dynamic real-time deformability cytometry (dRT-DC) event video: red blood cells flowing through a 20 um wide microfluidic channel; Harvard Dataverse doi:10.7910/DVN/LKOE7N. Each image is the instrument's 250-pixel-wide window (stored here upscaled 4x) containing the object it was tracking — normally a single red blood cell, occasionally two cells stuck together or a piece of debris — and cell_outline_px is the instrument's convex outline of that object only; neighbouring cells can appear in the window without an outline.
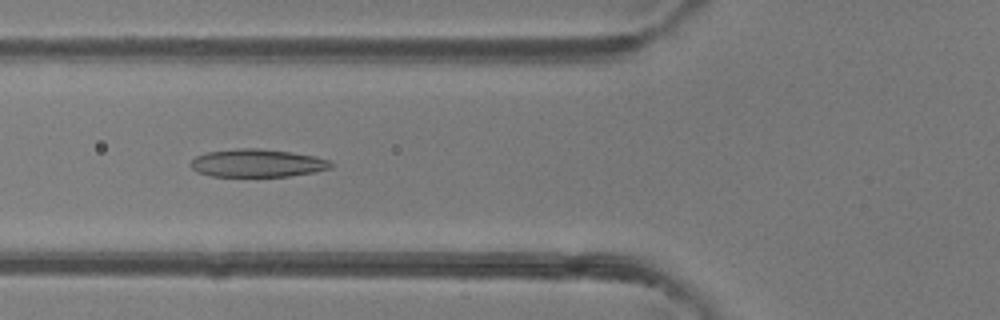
{"species": "common noctule bat (a hibernating species)", "species_latin": "Nyctalus noctula", "temperature_condition": "room temperature", "stored_images_in_passage": 37, "camera_frame_rate_fps": 3000, "um_per_image_px": 0.085, "animal": {"sex": "female"}, "frame": {"image": 1, "passage_image": 7, "time_ms": 2.0, "image_size_px": [1000, 320], "cell_outline_px": [[332, 168], [316, 172], [288, 176], [212, 176], [196, 172], [188, 164], [196, 156], [208, 152], [236, 148], [260, 148], [288, 152], [312, 156], [328, 160], [332, 164]], "centroid_in_image_um": [21.83, 13.87], "position_along_channel_um": 104.0, "area_um2": 22.72}}
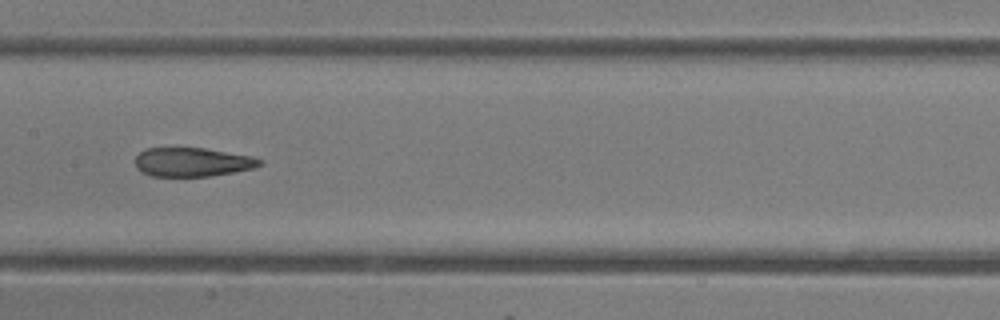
{"frame": {"image": 2, "passage_image": 13, "time_ms": 4.0, "image_size_px": [1000, 320], "cell_outline_px": [[264, 164], [256, 168], [212, 176], [152, 176], [140, 172], [136, 168], [136, 156], [140, 152], [148, 148], [204, 148], [252, 156], [264, 160]], "centroid_in_image_um": [16.4, 13.78], "position_along_channel_um": 191.0, "area_um2": 21.15}}
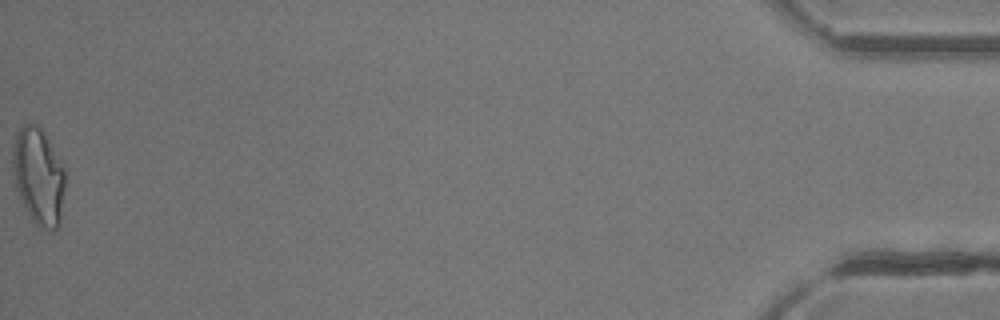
{"frame": {"image": 3, "passage_image": 37, "time_ms": 12.0, "image_size_px": [1000, 320], "cell_outline_px": [[64, 188], [60, 224], [56, 228], [48, 228], [36, 224], [32, 220], [16, 188], [12, 172], [12, 148], [16, 132], [24, 124], [36, 124], [40, 128], [48, 140], [64, 168]], "centroid_in_image_um": [3.25, 14.95], "position_along_channel_um": 432.0, "area_um2": 29.07}, "authors_computed_cell_mechanics": {"area_um2": 22.7154, "velocity_mm_per_s": 4.32, "shape_relaxation_time_tau1_ms": null, "shape_relaxation_time_tau2_ms": 2.326, "deformation_change_tau1": null, "deformation_change_tau2": 0.098}}